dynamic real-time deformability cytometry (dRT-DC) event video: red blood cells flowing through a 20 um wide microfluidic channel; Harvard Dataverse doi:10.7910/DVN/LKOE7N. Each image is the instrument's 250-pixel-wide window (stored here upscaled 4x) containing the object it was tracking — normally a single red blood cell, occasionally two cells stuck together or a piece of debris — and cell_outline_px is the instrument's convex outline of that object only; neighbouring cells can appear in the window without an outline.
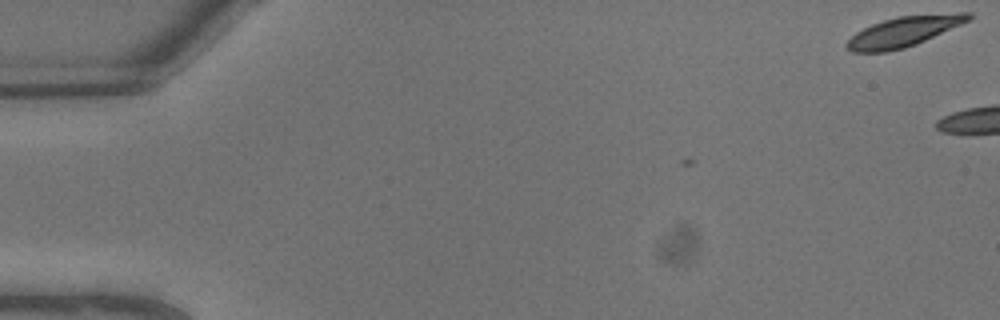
{"species": "common noctule bat (a hibernating species)", "species_latin": "Nyctalus noctula", "temperature_condition": "warm", "stored_images_in_passage": 5, "camera_frame_rate_fps": 3000, "um_per_image_px": 0.085, "animal": {"sex": "male", "body_mass_g": 13.3}, "frame": {"image": 1, "passage_image": 1, "time_ms": 0.0, "image_size_px": [1000, 320], "cell_outline_px": [[972, 20], [916, 44], [904, 48], [888, 52], [852, 52], [844, 48], [844, 44], [856, 32], [872, 24], [896, 16], [960, 12], [972, 12]], "centroid_in_image_um": [76.84, 2.68], "position_along_channel_um": 8.2, "area_um2": 21.62}}